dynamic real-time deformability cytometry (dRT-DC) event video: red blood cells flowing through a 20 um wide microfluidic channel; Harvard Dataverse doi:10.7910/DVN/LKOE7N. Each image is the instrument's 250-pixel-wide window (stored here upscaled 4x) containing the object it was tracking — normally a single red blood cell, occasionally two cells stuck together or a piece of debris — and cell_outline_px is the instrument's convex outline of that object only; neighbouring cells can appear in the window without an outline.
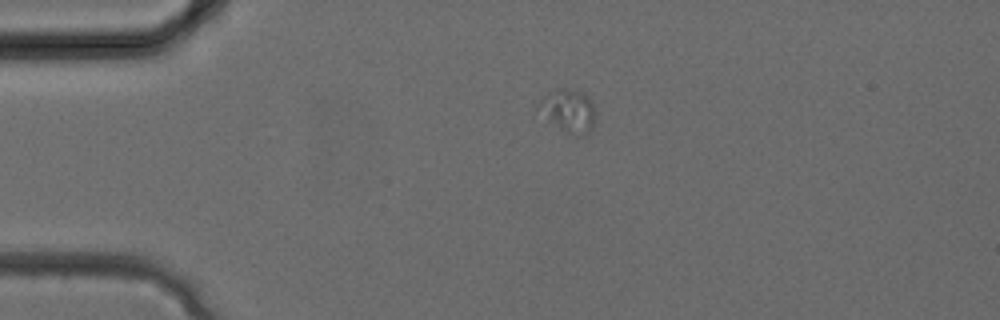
{"species": "common noctule bat (a hibernating species)", "species_latin": "Nyctalus noctula", "temperature_condition": "cold", "stored_images_in_passage": 16, "camera_frame_rate_fps": 3000, "um_per_image_px": 0.085, "animal": {"sex": "female", "body_mass_g": 24.6, "forearm_length_mm": 56.2}, "frame": {"image": 1, "passage_image": 3, "time_ms": 0.667, "image_size_px": [1000, 320], "cell_outline_px": [[592, 128], [588, 136], [580, 136], [560, 128], [536, 108], [536, 104], [544, 96], [560, 88], [564, 88], [584, 92], [592, 100]], "centroid_in_image_um": [48.32, 9.39], "position_along_channel_um": 36.7, "area_um2": 13.7}}